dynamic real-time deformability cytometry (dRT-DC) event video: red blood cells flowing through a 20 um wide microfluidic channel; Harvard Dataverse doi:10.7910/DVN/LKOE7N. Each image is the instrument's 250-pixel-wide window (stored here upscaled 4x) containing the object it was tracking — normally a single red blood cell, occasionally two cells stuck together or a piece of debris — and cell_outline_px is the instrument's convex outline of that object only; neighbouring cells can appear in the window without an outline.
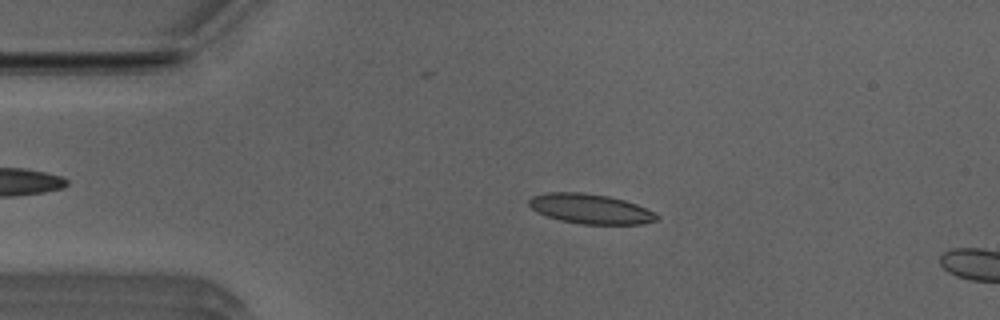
{"species": "Egyptian fruit bat (a non-hibernating species)", "species_latin": "Rousettus aegyptiacus", "temperature_condition": "room temperature", "stored_images_in_passage": 13, "camera_frame_rate_fps": 3000, "um_per_image_px": 0.085, "animal": {"sex": "male"}, "frame": {"image": 1, "passage_image": 10, "time_ms": 3.0, "image_size_px": [1000, 320], "cell_outline_px": [[660, 216], [656, 220], [644, 224], [580, 224], [560, 220], [536, 212], [528, 204], [528, 200], [532, 196], [548, 192], [584, 192], [608, 196], [624, 200], [636, 204], [656, 212]], "centroid_in_image_um": [50.2, 17.75], "position_along_channel_um": 34.8, "area_um2": 22.31}}